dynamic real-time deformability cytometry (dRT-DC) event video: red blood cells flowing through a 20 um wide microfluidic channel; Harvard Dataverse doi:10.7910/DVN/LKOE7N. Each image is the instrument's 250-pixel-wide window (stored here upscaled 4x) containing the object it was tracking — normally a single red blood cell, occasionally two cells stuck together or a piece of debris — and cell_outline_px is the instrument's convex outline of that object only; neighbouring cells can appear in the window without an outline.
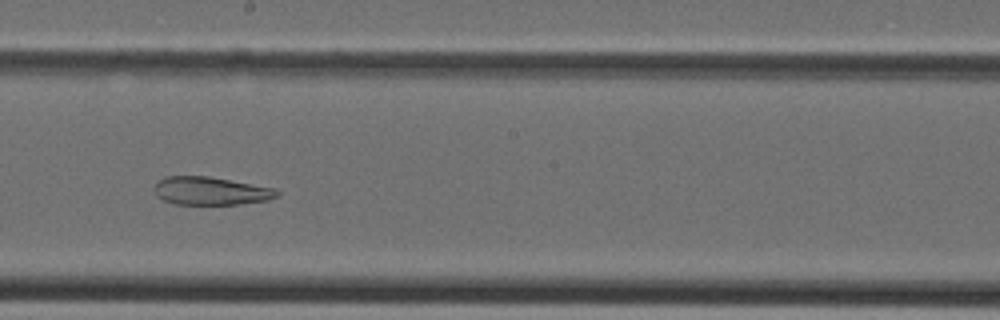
{"species": "Egyptian fruit bat (a non-hibernating species)", "species_latin": "Rousettus aegyptiacus", "temperature_condition": "cold", "stored_images_in_passage": 35, "camera_frame_rate_fps": 3000, "um_per_image_px": 0.085, "animal": {"sex": "female"}, "frame": {"image": 1, "passage_image": 17, "time_ms": 5.333, "image_size_px": [1000, 320], "cell_outline_px": [[280, 192], [276, 196], [268, 200], [240, 204], [176, 204], [164, 200], [156, 196], [152, 188], [156, 180], [164, 176], [208, 176], [276, 188]], "centroid_in_image_um": [17.86, 16.22], "position_along_channel_um": 230.3, "area_um2": 20.29}}
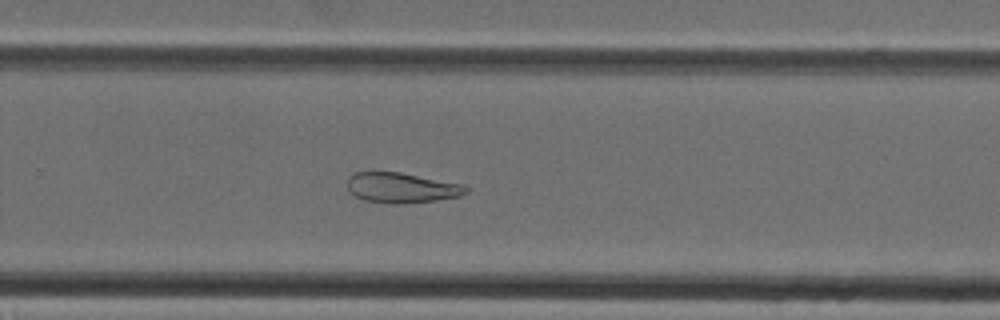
{"frame": {"image": 2, "passage_image": 21, "time_ms": 6.667, "image_size_px": [1000, 320], "cell_outline_px": [[468, 192], [460, 196], [436, 200], [404, 204], [392, 204], [364, 200], [348, 192], [348, 176], [356, 172], [400, 172], [464, 184], [468, 188]], "centroid_in_image_um": [34.14, 15.96], "position_along_channel_um": 295.7, "area_um2": 21.04}}
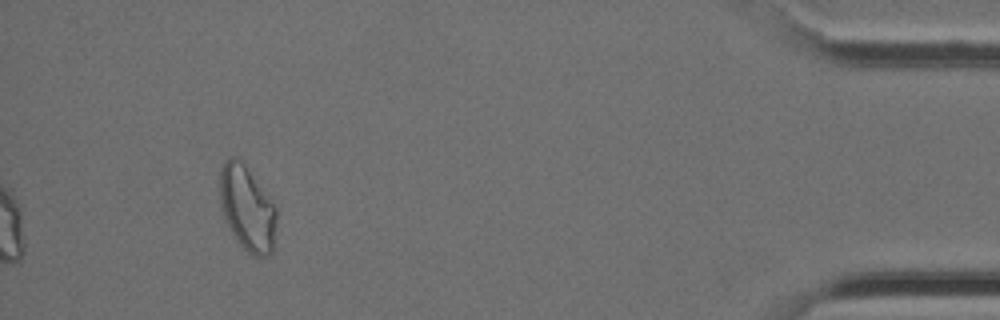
{"frame": {"image": 3, "passage_image": 32, "time_ms": 10.333, "image_size_px": [1000, 320], "cell_outline_px": [[276, 220], [272, 252], [268, 256], [252, 256], [236, 240], [224, 220], [220, 204], [220, 168], [224, 160], [228, 156], [232, 156], [240, 160], [244, 164], [276, 208]], "centroid_in_image_um": [20.97, 17.72], "position_along_channel_um": 414.2, "area_um2": 27.86}}